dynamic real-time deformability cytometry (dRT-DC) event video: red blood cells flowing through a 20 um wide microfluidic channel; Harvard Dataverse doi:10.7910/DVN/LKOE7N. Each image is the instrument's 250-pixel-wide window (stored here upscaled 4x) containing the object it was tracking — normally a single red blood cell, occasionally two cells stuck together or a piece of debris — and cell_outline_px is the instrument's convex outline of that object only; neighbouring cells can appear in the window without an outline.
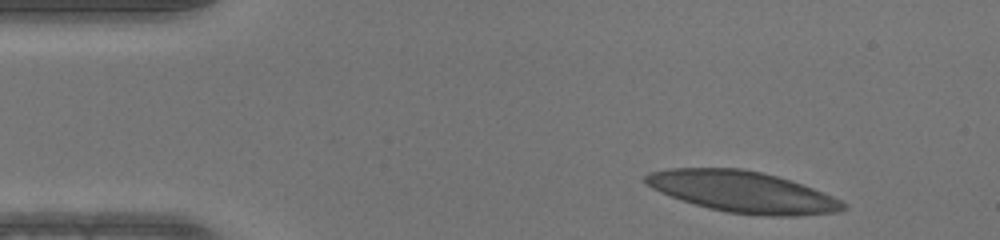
{"species": "human", "species_latin": "Homo sapiens", "temperature_condition": "warm", "stored_images_in_passage": 45, "camera_frame_rate_fps": 3000, "um_per_image_px": 0.085, "donor": {"sex": "male"}, "frame": {"image": 1, "passage_image": 1, "time_ms": 0.0, "image_size_px": [1000, 240], "cell_outline_px": [[848, 208], [836, 212], [800, 216], [772, 216], [728, 212], [708, 208], [660, 192], [652, 188], [644, 180], [644, 176], [648, 172], [668, 168], [740, 168], [760, 172], [776, 176], [812, 188], [832, 196], [848, 204]], "centroid_in_image_um": [63.13, 16.3], "position_along_channel_um": 21.9, "area_um2": 47.05}}
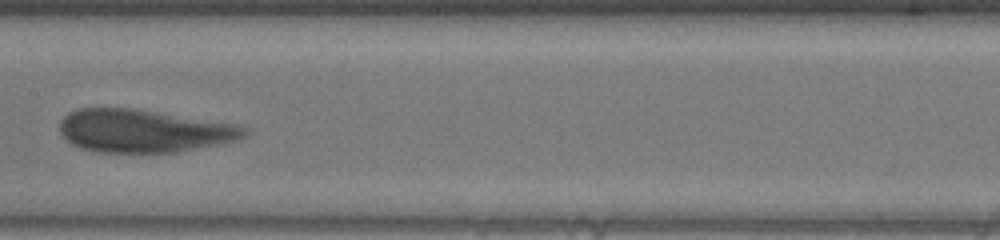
{"frame": {"image": 2, "passage_image": 20, "time_ms": 6.333, "image_size_px": [1000, 240], "cell_outline_px": [[248, 132], [244, 136], [236, 140], [180, 152], [104, 152], [80, 148], [72, 144], [60, 132], [60, 120], [68, 112], [76, 108], [136, 108], [236, 124], [248, 128]], "centroid_in_image_um": [12.2, 11.11], "position_along_channel_um": 195.2, "area_um2": 46.18}}
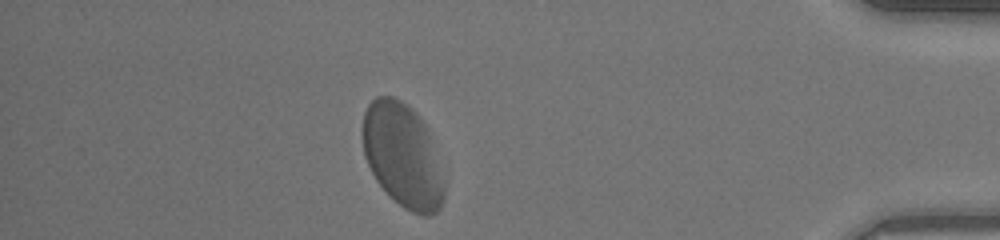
{"frame": {"image": 3, "passage_image": 39, "time_ms": 12.667, "image_size_px": [1000, 240], "cell_outline_px": [[444, 200], [440, 208], [436, 212], [428, 216], [424, 216], [412, 212], [404, 208], [376, 180], [364, 156], [360, 136], [360, 132], [364, 112], [368, 104], [376, 96], [392, 96], [408, 104], [416, 112], [424, 124], [428, 132], [444, 188]], "centroid_in_image_um": [34.16, 13.17], "position_along_channel_um": 401.0, "area_um2": 48.96}}